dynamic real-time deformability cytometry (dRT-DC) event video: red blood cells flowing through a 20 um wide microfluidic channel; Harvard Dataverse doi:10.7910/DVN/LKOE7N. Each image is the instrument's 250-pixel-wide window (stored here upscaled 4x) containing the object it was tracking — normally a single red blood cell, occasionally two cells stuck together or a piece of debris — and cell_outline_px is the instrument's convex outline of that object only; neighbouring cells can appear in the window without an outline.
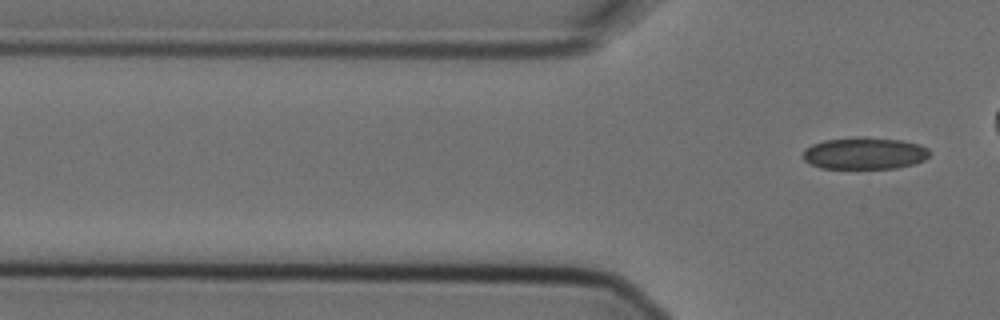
{"species": "Egyptian fruit bat (a non-hibernating species)", "species_latin": "Rousettus aegyptiacus", "temperature_condition": "cold", "stored_images_in_passage": 5, "segment_of_instrument_passage": [2, 2], "camera_frame_rate_fps": 3000, "um_per_image_px": 0.085, "animal": {"sex": "female"}, "frame": {"image": 1, "passage_image": 5, "time_ms": 1.333, "image_size_px": [1000, 320], "cell_outline_px": [[932, 152], [924, 160], [912, 164], [896, 168], [820, 168], [808, 164], [800, 156], [804, 148], [812, 144], [824, 140], [856, 136], [868, 136], [904, 140], [920, 144], [928, 148]], "centroid_in_image_um": [73.45, 13.01], "position_along_channel_um": 52.3, "area_um2": 24.22}}